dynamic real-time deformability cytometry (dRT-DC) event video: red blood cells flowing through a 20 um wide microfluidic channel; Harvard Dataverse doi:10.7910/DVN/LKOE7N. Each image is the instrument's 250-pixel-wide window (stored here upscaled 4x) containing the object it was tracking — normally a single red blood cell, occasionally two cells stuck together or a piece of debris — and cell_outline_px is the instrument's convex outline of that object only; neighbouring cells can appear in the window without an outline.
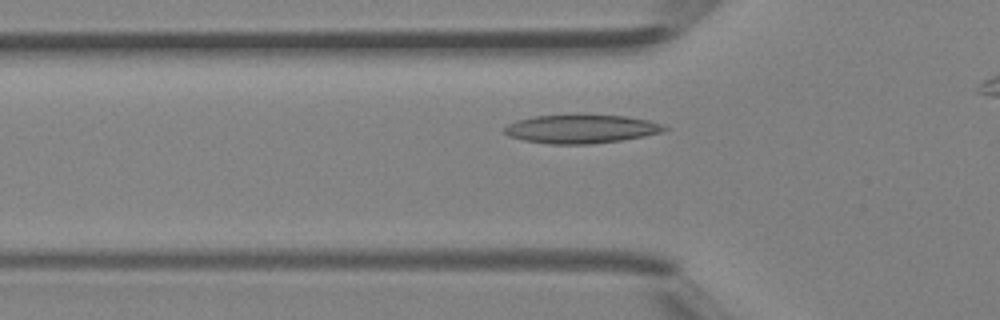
{"species": "Egyptian fruit bat (a non-hibernating species)", "species_latin": "Rousettus aegyptiacus", "temperature_condition": "room temperature", "stored_images_in_passage": 27, "camera_frame_rate_fps": 3000, "um_per_image_px": 0.085, "animal": {"sex": "female"}, "frame": {"image": 1, "passage_image": 7, "time_ms": 2.0, "image_size_px": [1000, 320], "cell_outline_px": [[668, 128], [660, 132], [644, 136], [620, 140], [592, 144], [552, 144], [524, 140], [508, 136], [504, 132], [504, 128], [508, 124], [532, 116], [572, 112], [580, 112], [628, 116], [648, 120], [660, 124]], "centroid_in_image_um": [49.37, 10.91], "position_along_channel_um": 76.4, "area_um2": 27.51}}
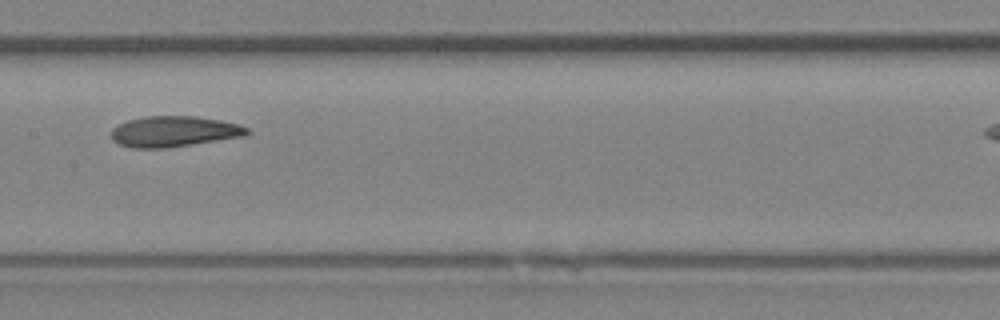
{"frame": {"image": 2, "passage_image": 14, "time_ms": 4.333, "image_size_px": [1000, 320], "cell_outline_px": [[252, 132], [244, 136], [168, 148], [132, 148], [120, 144], [112, 140], [112, 128], [116, 124], [128, 120], [144, 116], [196, 116], [220, 120], [240, 124], [248, 128]], "centroid_in_image_um": [14.79, 11.17], "position_along_channel_um": 192.6, "area_um2": 24.51}}
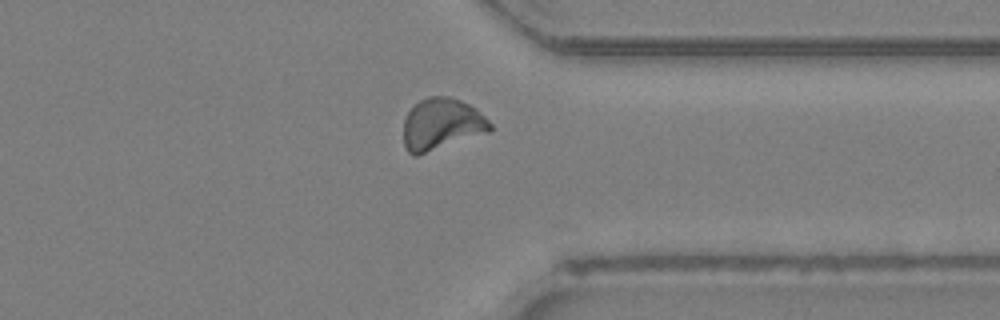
{"frame": {"image": 3, "passage_image": 25, "time_ms": 8.0, "image_size_px": [1000, 320], "cell_outline_px": [[492, 128], [488, 132], [416, 156], [408, 152], [404, 148], [404, 120], [408, 112], [420, 100], [428, 96], [448, 96], [460, 100], [476, 108], [492, 124]], "centroid_in_image_um": [37.53, 10.55], "position_along_channel_um": 373.9, "area_um2": 25.89}}